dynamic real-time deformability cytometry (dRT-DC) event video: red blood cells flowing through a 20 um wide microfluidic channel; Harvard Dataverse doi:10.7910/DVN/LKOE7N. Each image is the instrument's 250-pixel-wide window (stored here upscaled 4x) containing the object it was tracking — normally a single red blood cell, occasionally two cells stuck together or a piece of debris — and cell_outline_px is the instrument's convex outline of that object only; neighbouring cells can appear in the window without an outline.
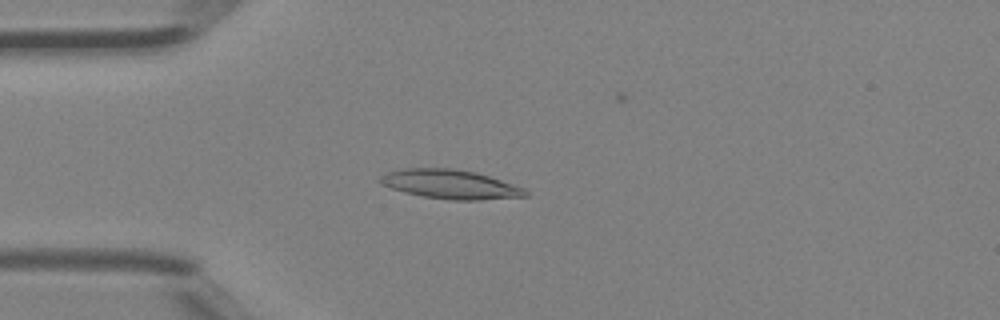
{"species": "Egyptian fruit bat (a non-hibernating species)", "species_latin": "Rousettus aegyptiacus", "temperature_condition": "room temperature", "stored_images_in_passage": 4, "camera_frame_rate_fps": 3000, "um_per_image_px": 0.085, "animal": {"sex": "female"}, "frame": {"image": 1, "passage_image": 2, "time_ms": 0.333, "image_size_px": [1000, 320], "cell_outline_px": [[528, 196], [480, 200], [452, 200], [424, 196], [404, 192], [392, 188], [384, 184], [380, 180], [380, 176], [388, 172], [404, 168], [452, 168], [476, 172], [524, 188], [528, 192]], "centroid_in_image_um": [38.3, 15.66], "position_along_channel_um": 46.7, "area_um2": 24.33}}